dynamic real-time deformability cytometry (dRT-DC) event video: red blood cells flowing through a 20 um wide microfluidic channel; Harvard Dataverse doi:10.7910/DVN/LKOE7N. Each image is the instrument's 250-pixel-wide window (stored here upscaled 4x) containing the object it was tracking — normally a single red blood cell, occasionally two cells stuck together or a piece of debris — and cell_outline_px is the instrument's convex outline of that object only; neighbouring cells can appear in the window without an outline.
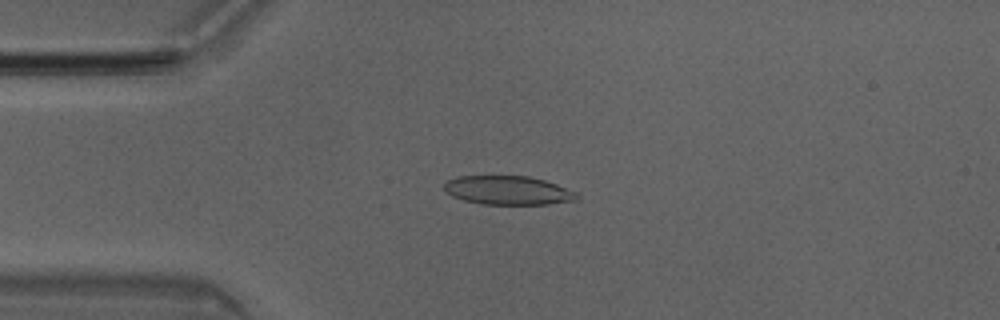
{"species": "Egyptian fruit bat (a non-hibernating species)", "species_latin": "Rousettus aegyptiacus", "temperature_condition": "room temperature", "stored_images_in_passage": 49, "camera_frame_rate_fps": 3000, "um_per_image_px": 0.085, "animal": {"sex": "male"}, "frame": {"image": 1, "passage_image": 11, "time_ms": 3.333, "image_size_px": [1000, 320], "cell_outline_px": [[580, 196], [576, 200], [548, 204], [480, 204], [464, 200], [452, 196], [444, 188], [444, 184], [448, 180], [456, 176], [528, 176], [544, 180], [556, 184], [576, 192]], "centroid_in_image_um": [43.18, 16.18], "position_along_channel_um": 41.8, "area_um2": 22.2}}
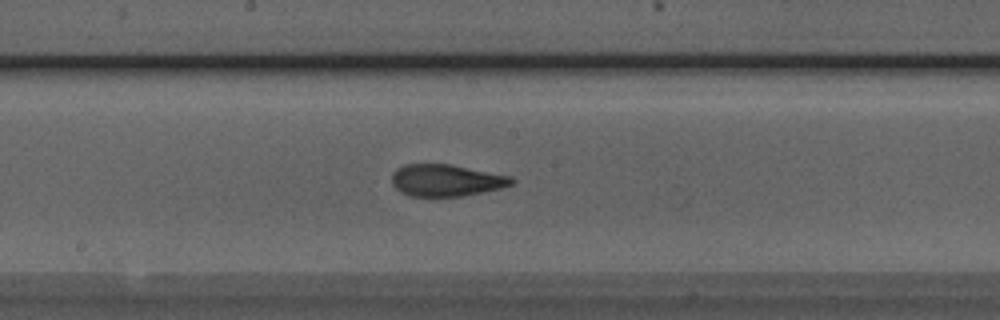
{"frame": {"image": 2, "passage_image": 25, "time_ms": 8.0, "image_size_px": [1000, 320], "cell_outline_px": [[516, 180], [512, 184], [500, 188], [460, 196], [408, 196], [400, 192], [392, 184], [392, 172], [396, 168], [404, 164], [448, 164], [512, 176]], "centroid_in_image_um": [37.89, 15.32], "position_along_channel_um": 210.3, "area_um2": 22.2}}
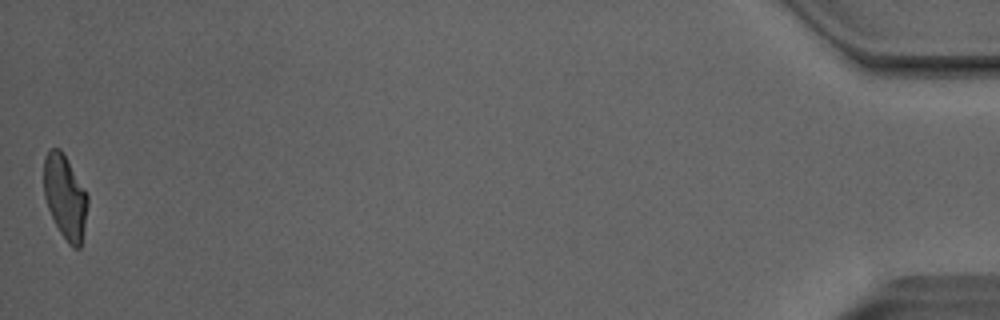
{"frame": {"image": 3, "passage_image": 49, "time_ms": 16.0, "image_size_px": [1000, 320], "cell_outline_px": [[88, 204], [84, 228], [80, 248], [72, 248], [68, 244], [60, 232], [48, 208], [44, 196], [44, 156], [48, 148], [60, 148], [88, 196]], "centroid_in_image_um": [5.52, 16.74], "position_along_channel_um": 429.7, "area_um2": 21.21}, "authors_computed_cell_mechanics": {"area_um2": 22.542, "velocity_mm_per_s": 4.0386, "shape_relaxation_time_tau1_ms": null, "shape_relaxation_time_tau2_ms": 1.4074, "deformation_change_tau1": null, "deformation_change_tau2": 0.0993}}